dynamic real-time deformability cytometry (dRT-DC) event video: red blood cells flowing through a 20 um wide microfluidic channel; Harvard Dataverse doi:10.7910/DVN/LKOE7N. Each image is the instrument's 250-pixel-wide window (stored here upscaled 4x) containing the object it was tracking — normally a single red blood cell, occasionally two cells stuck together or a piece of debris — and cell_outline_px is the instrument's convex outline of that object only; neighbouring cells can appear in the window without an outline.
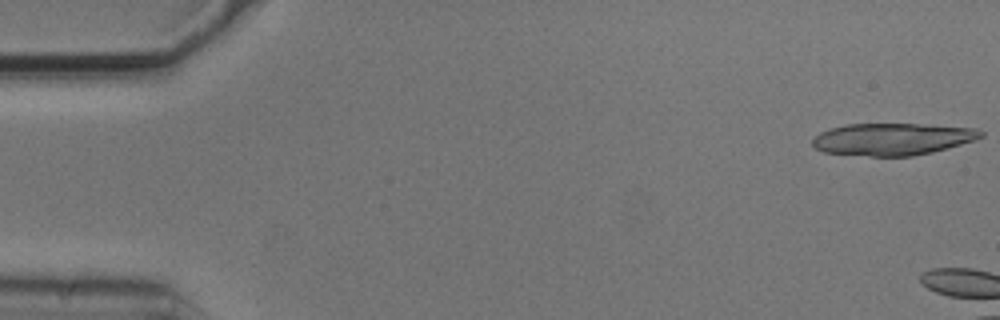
{"species": "common noctule bat (a hibernating species)", "species_latin": "Nyctalus noctula", "temperature_condition": "cold", "stored_images_in_passage": 11, "camera_frame_rate_fps": 3000, "um_per_image_px": 0.085, "animal": {"sex": "male", "body_mass_g": 20.5, "forearm_length_mm": 52.5}, "frame": {"image": 1, "passage_image": 1, "time_ms": 0.0, "image_size_px": [1000, 320], "cell_outline_px": [[984, 136], [976, 140], [932, 152], [912, 156], [872, 156], [824, 152], [816, 148], [812, 144], [812, 140], [820, 132], [844, 124], [920, 124], [976, 128], [984, 132]], "centroid_in_image_um": [75.88, 11.82], "position_along_channel_um": 9.1, "area_um2": 31.39}}